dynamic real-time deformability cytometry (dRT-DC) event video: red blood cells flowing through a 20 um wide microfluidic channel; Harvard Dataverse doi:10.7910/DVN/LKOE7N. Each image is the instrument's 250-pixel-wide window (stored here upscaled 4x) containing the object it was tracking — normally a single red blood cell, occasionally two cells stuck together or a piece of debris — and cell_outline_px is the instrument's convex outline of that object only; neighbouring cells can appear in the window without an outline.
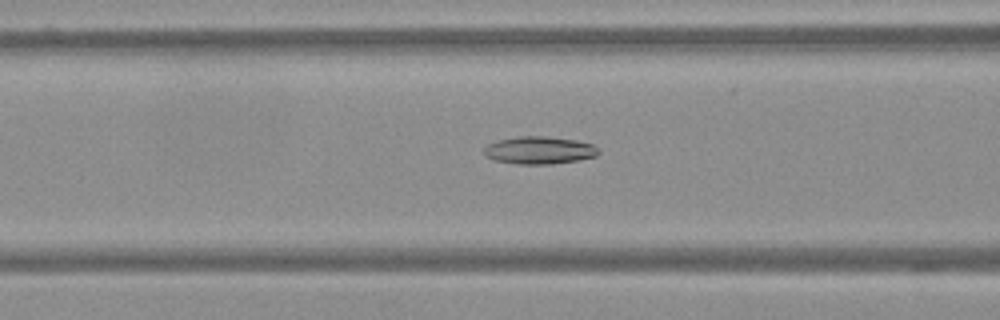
{"species": "Egyptian fruit bat (a non-hibernating species)", "species_latin": "Rousettus aegyptiacus", "temperature_condition": "warm", "stored_images_in_passage": 54, "camera_frame_rate_fps": 3000, "um_per_image_px": 0.085, "frame": {"image": 1, "passage_image": 19, "time_ms": 6.0, "image_size_px": [1000, 320], "cell_outline_px": [[600, 152], [596, 156], [580, 160], [552, 164], [516, 164], [492, 160], [484, 156], [484, 148], [488, 144], [496, 140], [520, 136], [544, 136], [576, 140], [592, 144]], "centroid_in_image_um": [45.8, 12.78], "position_along_channel_um": 120.8, "area_um2": 18.55}}
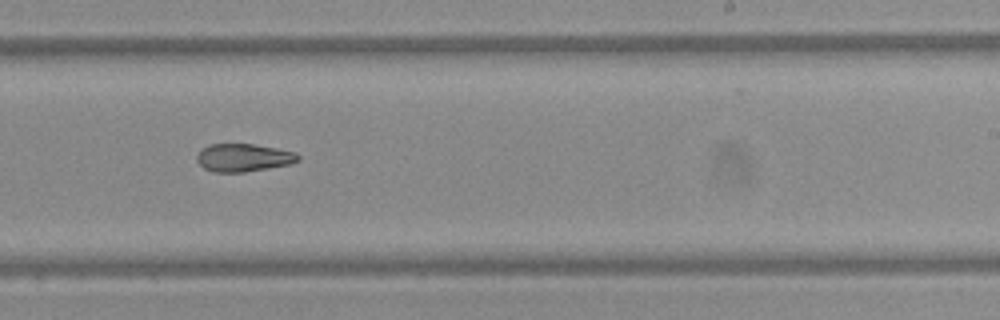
{"frame": {"image": 2, "passage_image": 32, "time_ms": 10.333, "image_size_px": [1000, 320], "cell_outline_px": [[300, 160], [292, 164], [244, 172], [212, 172], [204, 168], [196, 160], [196, 156], [200, 148], [208, 144], [252, 144], [276, 148], [296, 152], [300, 156]], "centroid_in_image_um": [20.68, 13.4], "position_along_channel_um": 268.3, "area_um2": 16.65}}
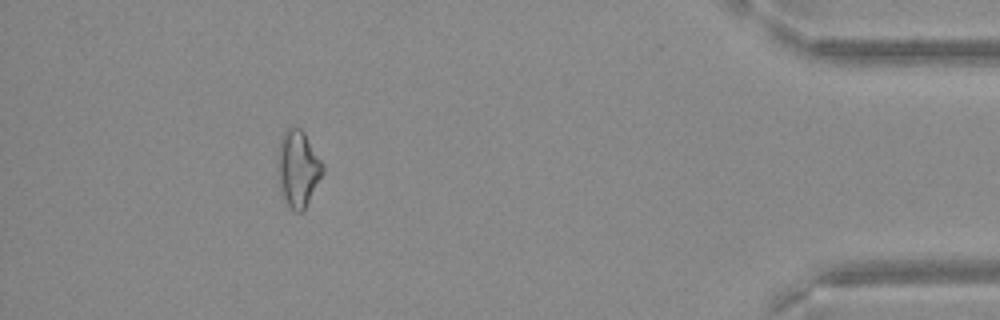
{"frame": {"image": 3, "passage_image": 49, "time_ms": 16.0, "image_size_px": [1000, 320], "cell_outline_px": [[324, 172], [304, 208], [300, 212], [296, 212], [288, 204], [280, 192], [276, 168], [280, 140], [284, 132], [288, 128], [300, 128], [304, 132], [320, 160], [324, 168]], "centroid_in_image_um": [25.29, 14.32], "position_along_channel_um": 409.9, "area_um2": 19.71}}